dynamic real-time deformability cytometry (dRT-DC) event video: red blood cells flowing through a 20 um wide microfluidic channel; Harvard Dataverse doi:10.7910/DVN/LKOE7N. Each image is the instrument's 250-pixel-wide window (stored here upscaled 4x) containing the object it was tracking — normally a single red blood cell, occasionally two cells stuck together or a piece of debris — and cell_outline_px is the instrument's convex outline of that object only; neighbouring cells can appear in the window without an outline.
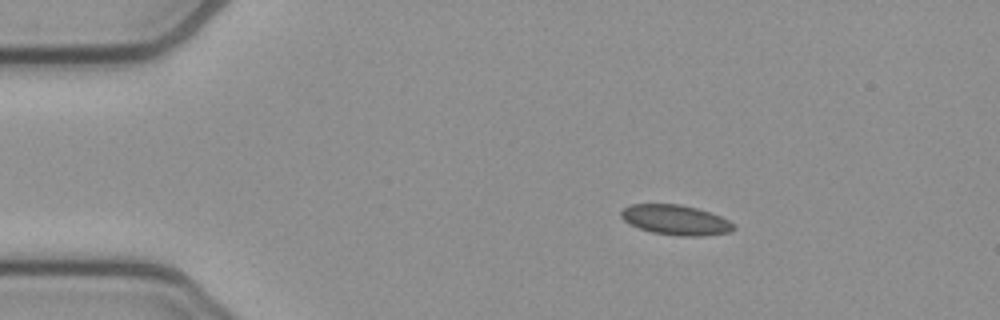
{"species": "common noctule bat (a hibernating species)", "species_latin": "Nyctalus noctula", "temperature_condition": "cold", "stored_images_in_passage": 8, "camera_frame_rate_fps": 3000, "um_per_image_px": 0.085, "animal": {"sex": "female", "body_mass_g": 21.9}, "frame": {"image": 1, "passage_image": 1, "time_ms": 0.0, "image_size_px": [1000, 320], "cell_outline_px": [[736, 228], [732, 232], [704, 236], [680, 236], [652, 232], [640, 228], [624, 220], [620, 216], [620, 212], [624, 208], [632, 204], [680, 204], [696, 208], [720, 216], [728, 220]], "centroid_in_image_um": [57.45, 18.7], "position_along_channel_um": 27.6, "area_um2": 19.54}}